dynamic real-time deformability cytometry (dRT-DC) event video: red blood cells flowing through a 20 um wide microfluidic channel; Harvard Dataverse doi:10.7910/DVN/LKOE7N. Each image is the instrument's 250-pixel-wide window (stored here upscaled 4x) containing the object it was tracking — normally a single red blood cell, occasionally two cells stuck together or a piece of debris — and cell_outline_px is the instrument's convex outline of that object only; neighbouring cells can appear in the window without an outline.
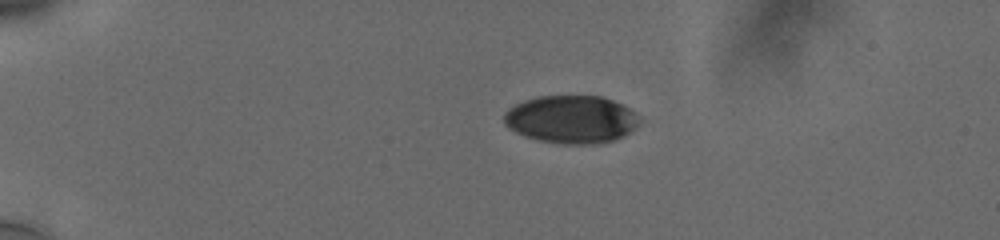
{"species": "human", "species_latin": "Homo sapiens", "temperature_condition": "cold", "stored_images_in_passage": 44, "camera_frame_rate_fps": 3000, "um_per_image_px": 0.085, "donor": {"sex": "male"}, "frame": {"image": 1, "passage_image": 1, "time_ms": 0.0, "image_size_px": [1000, 240], "cell_outline_px": [[640, 120], [624, 136], [612, 140], [596, 144], [564, 144], [540, 140], [524, 136], [508, 128], [504, 124], [504, 112], [508, 108], [524, 100], [536, 96], [600, 96], [612, 100], [636, 112], [640, 116]], "centroid_in_image_um": [48.52, 10.14], "position_along_channel_um": 36.5, "area_um2": 37.69}}
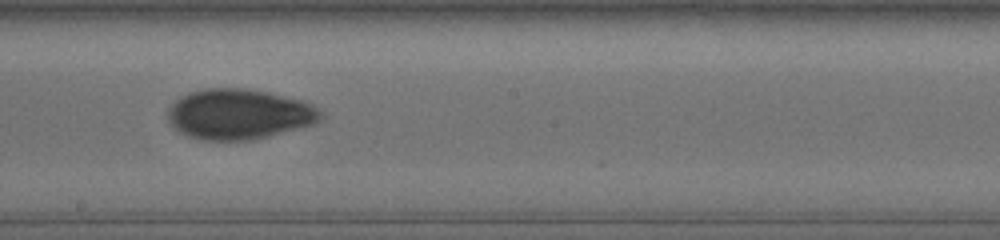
{"frame": {"image": 2, "passage_image": 22, "time_ms": 7.0, "image_size_px": [1000, 240], "cell_outline_px": [[324, 116], [316, 124], [256, 140], [204, 140], [188, 136], [180, 132], [168, 124], [168, 108], [180, 96], [188, 92], [204, 88], [248, 88], [268, 92], [304, 100], [312, 104], [324, 112]], "centroid_in_image_um": [20.36, 9.7], "position_along_channel_um": 227.8, "area_um2": 45.66}}
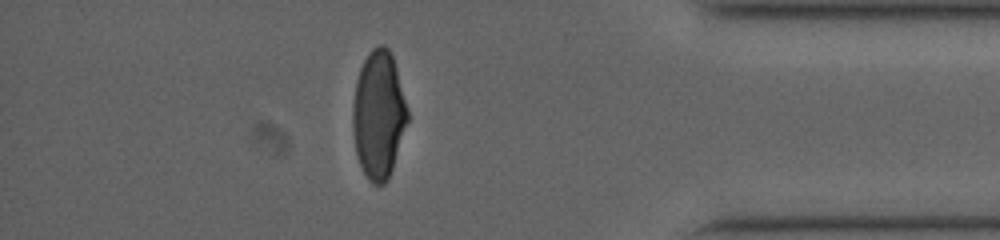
{"frame": {"image": 3, "passage_image": 38, "time_ms": 12.333, "image_size_px": [1000, 240], "cell_outline_px": [[408, 120], [388, 180], [384, 184], [372, 184], [368, 180], [356, 156], [352, 128], [352, 108], [356, 80], [360, 68], [368, 52], [372, 48], [380, 44], [384, 44], [388, 48], [392, 56], [396, 68], [408, 112]], "centroid_in_image_um": [32.15, 9.75], "position_along_channel_um": 403.0, "area_um2": 40.69}, "authors_computed_cell_mechanics": {"area_um2": 42.3385, "velocity_mm_per_s": 3.762, "shape_relaxation_time_tau1_ms": 3.8134, "shape_relaxation_time_tau2_ms": 2.011, "deformation_change_tau1": 0.1467, "deformation_change_tau2": 0.0528}}